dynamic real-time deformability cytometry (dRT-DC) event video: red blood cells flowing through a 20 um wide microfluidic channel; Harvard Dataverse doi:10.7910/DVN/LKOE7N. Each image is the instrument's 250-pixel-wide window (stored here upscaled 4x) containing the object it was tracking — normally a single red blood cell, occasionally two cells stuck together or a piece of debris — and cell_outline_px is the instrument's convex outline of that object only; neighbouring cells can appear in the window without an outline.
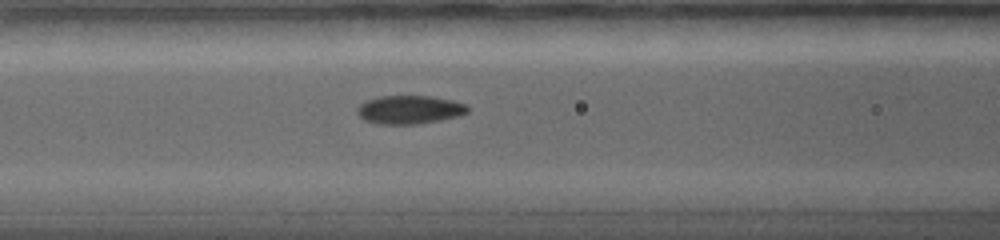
{"species": "common noctule bat (a hibernating species)", "species_latin": "Nyctalus noctula", "temperature_condition": "warm", "stored_images_in_passage": 7, "camera_frame_rate_fps": 5000, "um_per_image_px": 0.085, "animal": {"sex": "female", "body_mass_g": 19.0, "forearm_length_mm": 56.7}, "frame": {"image": 1, "passage_image": 7, "time_ms": 5.4, "image_size_px": [1000, 240], "cell_outline_px": [[468, 112], [456, 116], [440, 120], [420, 124], [380, 124], [364, 120], [356, 112], [356, 108], [360, 104], [368, 100], [380, 96], [432, 96], [452, 100], [468, 104]], "centroid_in_image_um": [34.81, 9.32], "position_along_channel_um": 131.8, "area_um2": 18.32}}